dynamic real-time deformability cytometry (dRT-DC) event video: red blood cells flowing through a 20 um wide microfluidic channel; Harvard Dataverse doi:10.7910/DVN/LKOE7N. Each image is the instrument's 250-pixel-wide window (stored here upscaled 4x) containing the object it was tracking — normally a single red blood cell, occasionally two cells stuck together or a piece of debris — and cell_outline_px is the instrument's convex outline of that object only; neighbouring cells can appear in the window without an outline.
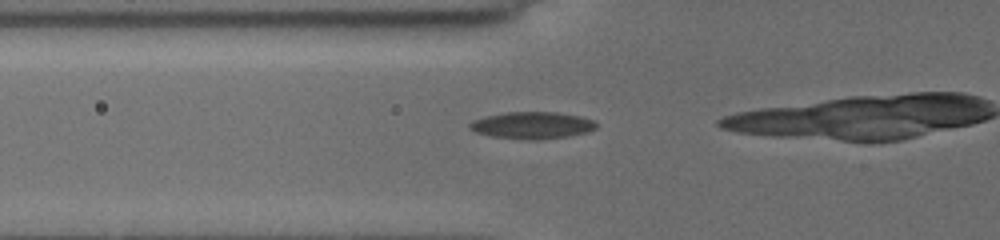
{"species": "common noctule bat (a hibernating species)", "species_latin": "Nyctalus noctula", "temperature_condition": "cold", "stored_images_in_passage": 5, "camera_frame_rate_fps": 3000, "um_per_image_px": 0.085, "animal": {"sex": "female", "body_mass_g": 19.5, "forearm_length_mm": 54.1}, "frame": {"image": 1, "passage_image": 2, "time_ms": 0.333, "image_size_px": [1000, 240], "cell_outline_px": [[596, 128], [588, 132], [568, 136], [536, 140], [528, 140], [488, 136], [476, 132], [468, 128], [468, 124], [472, 120], [484, 116], [504, 112], [556, 112], [580, 116], [592, 120], [596, 124]], "centroid_in_image_um": [45.18, 10.65], "position_along_channel_um": 80.6, "area_um2": 20.06}}
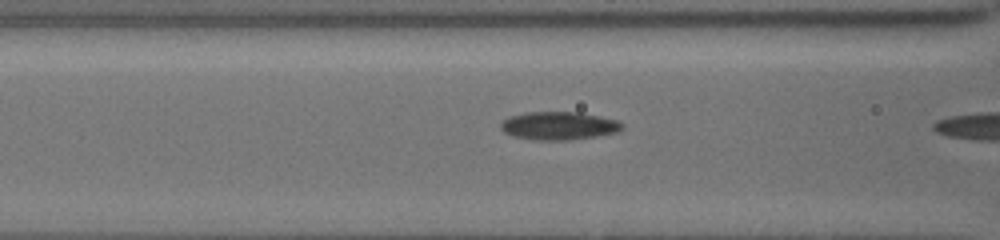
{"frame": {"image": 2, "passage_image": 4, "time_ms": 1.333, "image_size_px": [1000, 240], "cell_outline_px": [[624, 128], [616, 132], [596, 136], [572, 140], [532, 140], [512, 136], [504, 132], [500, 128], [500, 124], [508, 116], [524, 112], [580, 112], [600, 116], [616, 120], [624, 124]], "centroid_in_image_um": [47.47, 10.69], "position_along_channel_um": 119.1, "area_um2": 20.11}}